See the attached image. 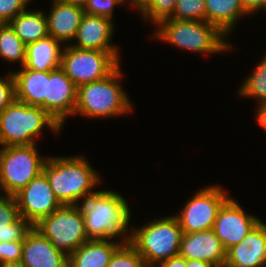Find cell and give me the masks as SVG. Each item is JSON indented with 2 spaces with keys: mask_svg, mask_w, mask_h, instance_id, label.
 I'll return each mask as SVG.
<instances>
[{
  "mask_svg": "<svg viewBox=\"0 0 266 267\" xmlns=\"http://www.w3.org/2000/svg\"><path fill=\"white\" fill-rule=\"evenodd\" d=\"M107 267H149L128 241L124 242L114 253Z\"/></svg>",
  "mask_w": 266,
  "mask_h": 267,
  "instance_id": "83f0119b",
  "label": "cell"
},
{
  "mask_svg": "<svg viewBox=\"0 0 266 267\" xmlns=\"http://www.w3.org/2000/svg\"><path fill=\"white\" fill-rule=\"evenodd\" d=\"M264 10H266V0L264 1Z\"/></svg>",
  "mask_w": 266,
  "mask_h": 267,
  "instance_id": "b9f144b4",
  "label": "cell"
},
{
  "mask_svg": "<svg viewBox=\"0 0 266 267\" xmlns=\"http://www.w3.org/2000/svg\"><path fill=\"white\" fill-rule=\"evenodd\" d=\"M156 267H187V259L177 255L160 262Z\"/></svg>",
  "mask_w": 266,
  "mask_h": 267,
  "instance_id": "e575fe53",
  "label": "cell"
},
{
  "mask_svg": "<svg viewBox=\"0 0 266 267\" xmlns=\"http://www.w3.org/2000/svg\"><path fill=\"white\" fill-rule=\"evenodd\" d=\"M36 144L0 147V184L4 195L14 196L43 171L48 156Z\"/></svg>",
  "mask_w": 266,
  "mask_h": 267,
  "instance_id": "52a82bcc",
  "label": "cell"
},
{
  "mask_svg": "<svg viewBox=\"0 0 266 267\" xmlns=\"http://www.w3.org/2000/svg\"><path fill=\"white\" fill-rule=\"evenodd\" d=\"M47 17L48 35L64 44L72 43L85 14L83 6L52 0ZM68 42V43H67Z\"/></svg>",
  "mask_w": 266,
  "mask_h": 267,
  "instance_id": "ac0fdd59",
  "label": "cell"
},
{
  "mask_svg": "<svg viewBox=\"0 0 266 267\" xmlns=\"http://www.w3.org/2000/svg\"><path fill=\"white\" fill-rule=\"evenodd\" d=\"M176 3L177 0H146L137 10L144 21L157 25L172 16Z\"/></svg>",
  "mask_w": 266,
  "mask_h": 267,
  "instance_id": "4316f807",
  "label": "cell"
},
{
  "mask_svg": "<svg viewBox=\"0 0 266 267\" xmlns=\"http://www.w3.org/2000/svg\"><path fill=\"white\" fill-rule=\"evenodd\" d=\"M257 110H256V121L257 123L266 130V103L257 104Z\"/></svg>",
  "mask_w": 266,
  "mask_h": 267,
  "instance_id": "d590c367",
  "label": "cell"
},
{
  "mask_svg": "<svg viewBox=\"0 0 266 267\" xmlns=\"http://www.w3.org/2000/svg\"><path fill=\"white\" fill-rule=\"evenodd\" d=\"M59 133L62 126L44 109L14 100L0 112L1 147L36 144L42 129Z\"/></svg>",
  "mask_w": 266,
  "mask_h": 267,
  "instance_id": "5b68a950",
  "label": "cell"
},
{
  "mask_svg": "<svg viewBox=\"0 0 266 267\" xmlns=\"http://www.w3.org/2000/svg\"><path fill=\"white\" fill-rule=\"evenodd\" d=\"M14 33L27 45L48 35L46 13L40 10H25L8 22Z\"/></svg>",
  "mask_w": 266,
  "mask_h": 267,
  "instance_id": "cb8c5ba5",
  "label": "cell"
},
{
  "mask_svg": "<svg viewBox=\"0 0 266 267\" xmlns=\"http://www.w3.org/2000/svg\"><path fill=\"white\" fill-rule=\"evenodd\" d=\"M119 65L104 79L77 87V103L74 115L88 119L111 118L133 111V104L120 84L123 72Z\"/></svg>",
  "mask_w": 266,
  "mask_h": 267,
  "instance_id": "3957f363",
  "label": "cell"
},
{
  "mask_svg": "<svg viewBox=\"0 0 266 267\" xmlns=\"http://www.w3.org/2000/svg\"><path fill=\"white\" fill-rule=\"evenodd\" d=\"M114 26L113 20L108 17L85 13L73 39L76 43L69 45L81 49L119 52V48L112 45Z\"/></svg>",
  "mask_w": 266,
  "mask_h": 267,
  "instance_id": "9a60e30c",
  "label": "cell"
},
{
  "mask_svg": "<svg viewBox=\"0 0 266 267\" xmlns=\"http://www.w3.org/2000/svg\"><path fill=\"white\" fill-rule=\"evenodd\" d=\"M125 0H87L83 6L84 12L91 15H98L113 18V9L118 5H124Z\"/></svg>",
  "mask_w": 266,
  "mask_h": 267,
  "instance_id": "f546056e",
  "label": "cell"
},
{
  "mask_svg": "<svg viewBox=\"0 0 266 267\" xmlns=\"http://www.w3.org/2000/svg\"><path fill=\"white\" fill-rule=\"evenodd\" d=\"M146 0H125V3L132 4L131 6L136 7L138 9Z\"/></svg>",
  "mask_w": 266,
  "mask_h": 267,
  "instance_id": "ab89813d",
  "label": "cell"
},
{
  "mask_svg": "<svg viewBox=\"0 0 266 267\" xmlns=\"http://www.w3.org/2000/svg\"><path fill=\"white\" fill-rule=\"evenodd\" d=\"M187 267H215V266L207 261L192 259V260H187Z\"/></svg>",
  "mask_w": 266,
  "mask_h": 267,
  "instance_id": "8d00e7d4",
  "label": "cell"
},
{
  "mask_svg": "<svg viewBox=\"0 0 266 267\" xmlns=\"http://www.w3.org/2000/svg\"><path fill=\"white\" fill-rule=\"evenodd\" d=\"M19 214L32 226L51 215L62 204L55 197L46 175L41 172L14 195Z\"/></svg>",
  "mask_w": 266,
  "mask_h": 267,
  "instance_id": "8fae6325",
  "label": "cell"
},
{
  "mask_svg": "<svg viewBox=\"0 0 266 267\" xmlns=\"http://www.w3.org/2000/svg\"><path fill=\"white\" fill-rule=\"evenodd\" d=\"M119 52H106L81 49L65 45L62 51L60 68L78 87L104 79L120 65Z\"/></svg>",
  "mask_w": 266,
  "mask_h": 267,
  "instance_id": "ba28073f",
  "label": "cell"
},
{
  "mask_svg": "<svg viewBox=\"0 0 266 267\" xmlns=\"http://www.w3.org/2000/svg\"><path fill=\"white\" fill-rule=\"evenodd\" d=\"M0 57L8 63L20 62L21 67L26 59V45L8 23H0Z\"/></svg>",
  "mask_w": 266,
  "mask_h": 267,
  "instance_id": "d4e9b609",
  "label": "cell"
},
{
  "mask_svg": "<svg viewBox=\"0 0 266 267\" xmlns=\"http://www.w3.org/2000/svg\"><path fill=\"white\" fill-rule=\"evenodd\" d=\"M77 103V86L61 69L49 71L45 111L61 126L67 117L74 116Z\"/></svg>",
  "mask_w": 266,
  "mask_h": 267,
  "instance_id": "4fadbf2b",
  "label": "cell"
},
{
  "mask_svg": "<svg viewBox=\"0 0 266 267\" xmlns=\"http://www.w3.org/2000/svg\"><path fill=\"white\" fill-rule=\"evenodd\" d=\"M243 6V9L249 14L253 15L255 12L264 9L265 0H240Z\"/></svg>",
  "mask_w": 266,
  "mask_h": 267,
  "instance_id": "836d02e7",
  "label": "cell"
},
{
  "mask_svg": "<svg viewBox=\"0 0 266 267\" xmlns=\"http://www.w3.org/2000/svg\"><path fill=\"white\" fill-rule=\"evenodd\" d=\"M87 160L84 155H75L48 156L45 161L42 172L61 204L79 205V201L95 193L101 176Z\"/></svg>",
  "mask_w": 266,
  "mask_h": 267,
  "instance_id": "6da1fadb",
  "label": "cell"
},
{
  "mask_svg": "<svg viewBox=\"0 0 266 267\" xmlns=\"http://www.w3.org/2000/svg\"><path fill=\"white\" fill-rule=\"evenodd\" d=\"M0 267H24V266L21 264V261H18V262L0 263Z\"/></svg>",
  "mask_w": 266,
  "mask_h": 267,
  "instance_id": "f35d334b",
  "label": "cell"
},
{
  "mask_svg": "<svg viewBox=\"0 0 266 267\" xmlns=\"http://www.w3.org/2000/svg\"><path fill=\"white\" fill-rule=\"evenodd\" d=\"M90 239L68 256V267H107L115 251L124 243L122 238Z\"/></svg>",
  "mask_w": 266,
  "mask_h": 267,
  "instance_id": "d6986e66",
  "label": "cell"
},
{
  "mask_svg": "<svg viewBox=\"0 0 266 267\" xmlns=\"http://www.w3.org/2000/svg\"><path fill=\"white\" fill-rule=\"evenodd\" d=\"M235 200L229 197L222 204L213 226L215 235L222 242L226 251L240 243L261 221L257 216L246 213Z\"/></svg>",
  "mask_w": 266,
  "mask_h": 267,
  "instance_id": "7c38bea8",
  "label": "cell"
},
{
  "mask_svg": "<svg viewBox=\"0 0 266 267\" xmlns=\"http://www.w3.org/2000/svg\"><path fill=\"white\" fill-rule=\"evenodd\" d=\"M221 186L209 185L189 199L180 213L175 214L183 233L213 229L218 211L230 197Z\"/></svg>",
  "mask_w": 266,
  "mask_h": 267,
  "instance_id": "30bf717a",
  "label": "cell"
},
{
  "mask_svg": "<svg viewBox=\"0 0 266 267\" xmlns=\"http://www.w3.org/2000/svg\"><path fill=\"white\" fill-rule=\"evenodd\" d=\"M79 206L89 239H115L122 236L124 242L129 241L131 212L121 194L111 190H95Z\"/></svg>",
  "mask_w": 266,
  "mask_h": 267,
  "instance_id": "7a4b0ae2",
  "label": "cell"
},
{
  "mask_svg": "<svg viewBox=\"0 0 266 267\" xmlns=\"http://www.w3.org/2000/svg\"><path fill=\"white\" fill-rule=\"evenodd\" d=\"M15 79L16 100L45 110L49 72L26 69L12 71Z\"/></svg>",
  "mask_w": 266,
  "mask_h": 267,
  "instance_id": "ffe728a7",
  "label": "cell"
},
{
  "mask_svg": "<svg viewBox=\"0 0 266 267\" xmlns=\"http://www.w3.org/2000/svg\"><path fill=\"white\" fill-rule=\"evenodd\" d=\"M170 18L206 21L205 0H177Z\"/></svg>",
  "mask_w": 266,
  "mask_h": 267,
  "instance_id": "f1b7e54d",
  "label": "cell"
},
{
  "mask_svg": "<svg viewBox=\"0 0 266 267\" xmlns=\"http://www.w3.org/2000/svg\"><path fill=\"white\" fill-rule=\"evenodd\" d=\"M32 0H0V23H8L19 13L27 10Z\"/></svg>",
  "mask_w": 266,
  "mask_h": 267,
  "instance_id": "4dcf8cb0",
  "label": "cell"
},
{
  "mask_svg": "<svg viewBox=\"0 0 266 267\" xmlns=\"http://www.w3.org/2000/svg\"><path fill=\"white\" fill-rule=\"evenodd\" d=\"M130 227L129 242L149 267L179 255L183 231L174 215L153 220L138 229Z\"/></svg>",
  "mask_w": 266,
  "mask_h": 267,
  "instance_id": "8992f818",
  "label": "cell"
},
{
  "mask_svg": "<svg viewBox=\"0 0 266 267\" xmlns=\"http://www.w3.org/2000/svg\"><path fill=\"white\" fill-rule=\"evenodd\" d=\"M57 1L67 3V4H76L80 6H84L87 2V0H57Z\"/></svg>",
  "mask_w": 266,
  "mask_h": 267,
  "instance_id": "74e56055",
  "label": "cell"
},
{
  "mask_svg": "<svg viewBox=\"0 0 266 267\" xmlns=\"http://www.w3.org/2000/svg\"><path fill=\"white\" fill-rule=\"evenodd\" d=\"M179 255L187 260L207 261L215 267H224L226 262V250L213 229L183 233Z\"/></svg>",
  "mask_w": 266,
  "mask_h": 267,
  "instance_id": "2e32d148",
  "label": "cell"
},
{
  "mask_svg": "<svg viewBox=\"0 0 266 267\" xmlns=\"http://www.w3.org/2000/svg\"><path fill=\"white\" fill-rule=\"evenodd\" d=\"M23 241L0 242V263L22 259Z\"/></svg>",
  "mask_w": 266,
  "mask_h": 267,
  "instance_id": "d6a6232c",
  "label": "cell"
},
{
  "mask_svg": "<svg viewBox=\"0 0 266 267\" xmlns=\"http://www.w3.org/2000/svg\"><path fill=\"white\" fill-rule=\"evenodd\" d=\"M21 264L24 267H68V256L33 226L23 241Z\"/></svg>",
  "mask_w": 266,
  "mask_h": 267,
  "instance_id": "e0dca14e",
  "label": "cell"
},
{
  "mask_svg": "<svg viewBox=\"0 0 266 267\" xmlns=\"http://www.w3.org/2000/svg\"><path fill=\"white\" fill-rule=\"evenodd\" d=\"M47 35L38 41L26 45V59L24 67L40 72H49L60 68L64 46Z\"/></svg>",
  "mask_w": 266,
  "mask_h": 267,
  "instance_id": "44dd1931",
  "label": "cell"
},
{
  "mask_svg": "<svg viewBox=\"0 0 266 267\" xmlns=\"http://www.w3.org/2000/svg\"><path fill=\"white\" fill-rule=\"evenodd\" d=\"M205 7L206 22L216 25L227 36L242 16H250L240 0H205Z\"/></svg>",
  "mask_w": 266,
  "mask_h": 267,
  "instance_id": "603a6c76",
  "label": "cell"
},
{
  "mask_svg": "<svg viewBox=\"0 0 266 267\" xmlns=\"http://www.w3.org/2000/svg\"><path fill=\"white\" fill-rule=\"evenodd\" d=\"M153 38L200 54L229 51L232 44L216 25L206 21L167 18L157 24ZM226 38V39H225Z\"/></svg>",
  "mask_w": 266,
  "mask_h": 267,
  "instance_id": "277c9868",
  "label": "cell"
},
{
  "mask_svg": "<svg viewBox=\"0 0 266 267\" xmlns=\"http://www.w3.org/2000/svg\"><path fill=\"white\" fill-rule=\"evenodd\" d=\"M16 99L15 79L12 71L7 76L0 77V112Z\"/></svg>",
  "mask_w": 266,
  "mask_h": 267,
  "instance_id": "1f68e13d",
  "label": "cell"
},
{
  "mask_svg": "<svg viewBox=\"0 0 266 267\" xmlns=\"http://www.w3.org/2000/svg\"><path fill=\"white\" fill-rule=\"evenodd\" d=\"M224 267H266V224L260 221L244 239L226 251Z\"/></svg>",
  "mask_w": 266,
  "mask_h": 267,
  "instance_id": "5bb4252c",
  "label": "cell"
},
{
  "mask_svg": "<svg viewBox=\"0 0 266 267\" xmlns=\"http://www.w3.org/2000/svg\"><path fill=\"white\" fill-rule=\"evenodd\" d=\"M238 95L241 97L255 98L258 104L266 103V54L254 68L251 75L243 81Z\"/></svg>",
  "mask_w": 266,
  "mask_h": 267,
  "instance_id": "484cf974",
  "label": "cell"
},
{
  "mask_svg": "<svg viewBox=\"0 0 266 267\" xmlns=\"http://www.w3.org/2000/svg\"><path fill=\"white\" fill-rule=\"evenodd\" d=\"M1 191H3V190H2V187H1V184H0V196L4 195V194L1 193Z\"/></svg>",
  "mask_w": 266,
  "mask_h": 267,
  "instance_id": "60d3db41",
  "label": "cell"
},
{
  "mask_svg": "<svg viewBox=\"0 0 266 267\" xmlns=\"http://www.w3.org/2000/svg\"><path fill=\"white\" fill-rule=\"evenodd\" d=\"M32 227L20 216L14 196H0V242L24 241Z\"/></svg>",
  "mask_w": 266,
  "mask_h": 267,
  "instance_id": "7402d4cb",
  "label": "cell"
},
{
  "mask_svg": "<svg viewBox=\"0 0 266 267\" xmlns=\"http://www.w3.org/2000/svg\"><path fill=\"white\" fill-rule=\"evenodd\" d=\"M34 227L67 256L90 240L79 205L62 204Z\"/></svg>",
  "mask_w": 266,
  "mask_h": 267,
  "instance_id": "9c48e42d",
  "label": "cell"
}]
</instances>
